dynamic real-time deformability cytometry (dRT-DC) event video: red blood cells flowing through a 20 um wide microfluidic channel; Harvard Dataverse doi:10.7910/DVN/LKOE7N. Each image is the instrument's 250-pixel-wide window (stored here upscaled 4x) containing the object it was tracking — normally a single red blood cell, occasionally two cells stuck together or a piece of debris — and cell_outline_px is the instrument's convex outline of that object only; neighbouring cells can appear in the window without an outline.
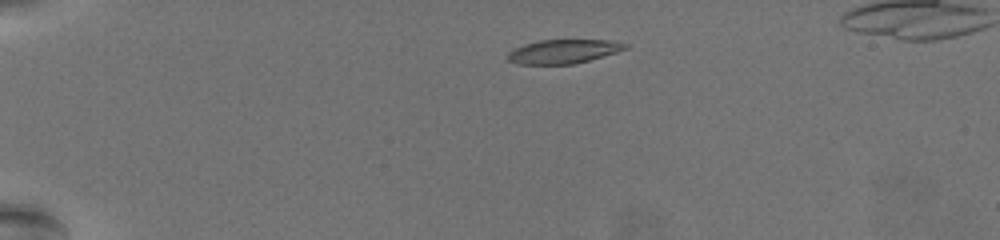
{"species": "common noctule bat (a hibernating species)", "species_latin": "Nyctalus noctula", "temperature_condition": "warm", "stored_images_in_passage": 47, "camera_frame_rate_fps": 3000, "um_per_image_px": 0.085, "animal": {"sex": "female", "body_mass_g": 19.5, "forearm_length_mm": 54.1}, "frame": {"image": 1, "passage_image": 1, "time_ms": 0.0, "image_size_px": [1000, 240], "cell_outline_px": [[628, 48], [616, 52], [588, 60], [572, 64], [516, 64], [508, 60], [508, 52], [524, 44], [540, 40], [608, 40], [628, 44]], "centroid_in_image_um": [47.87, 4.37], "position_along_channel_um": 37.1, "area_um2": 16.18}}
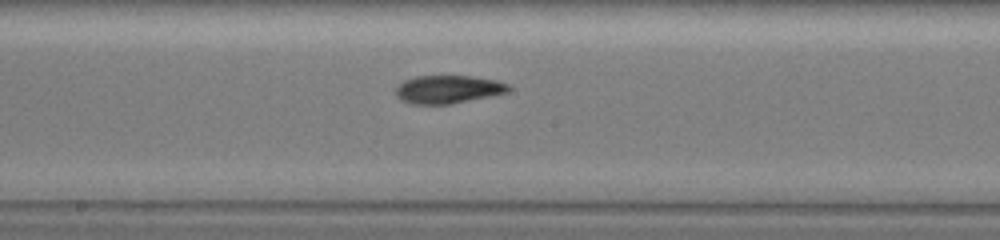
{"frame": {"image": 2, "passage_image": 22, "time_ms": 7.0, "image_size_px": [1000, 240], "cell_outline_px": [[512, 88], [508, 92], [452, 104], [412, 104], [400, 100], [396, 96], [396, 88], [404, 80], [416, 76], [468, 76], [496, 80], [508, 84]], "centroid_in_image_um": [38.08, 7.6], "position_along_channel_um": 210.1, "area_um2": 18.44}}
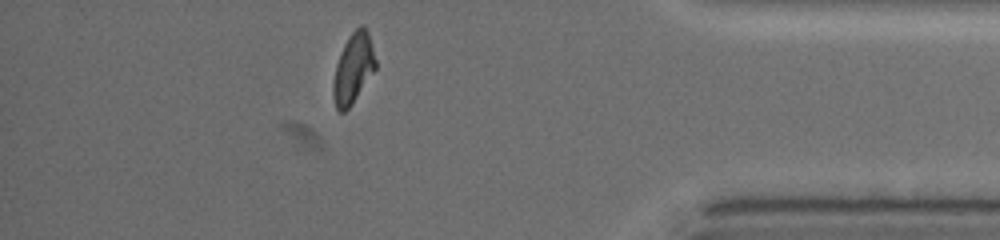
{"frame": {"image": 3, "passage_image": 41, "time_ms": 13.333, "image_size_px": [1000, 240], "cell_outline_px": [[376, 68], [352, 104], [344, 112], [340, 112], [336, 108], [332, 96], [332, 84], [336, 64], [344, 44], [352, 32], [360, 24], [364, 24], [368, 32], [376, 60]], "centroid_in_image_um": [30.01, 5.81], "position_along_channel_um": 405.2, "area_um2": 17.28}, "authors_computed_cell_mechanics": {"area_um2": 17.8024, "velocity_mm_per_s": 3.5224, "shape_relaxation_time_tau1_ms": 4.7547, "shape_relaxation_time_tau2_ms": 2.9606, "deformation_change_tau1": 0.167, "deformation_change_tau2": 0.0881}}